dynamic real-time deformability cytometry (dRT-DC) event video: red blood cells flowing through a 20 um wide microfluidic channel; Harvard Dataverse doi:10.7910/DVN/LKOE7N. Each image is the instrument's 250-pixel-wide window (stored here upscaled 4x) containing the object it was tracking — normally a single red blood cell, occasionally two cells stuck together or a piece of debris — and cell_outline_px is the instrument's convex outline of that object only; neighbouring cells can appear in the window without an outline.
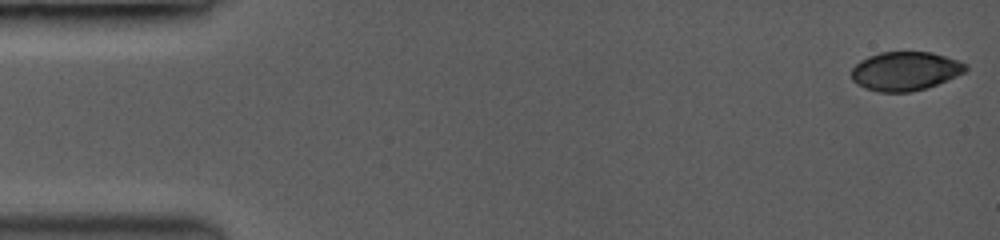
{"species": "common noctule bat (a hibernating species)", "species_latin": "Nyctalus noctula", "temperature_condition": "room temperature", "stored_images_in_passage": 56, "camera_frame_rate_fps": 3500, "um_per_image_px": 0.085, "animal": {"sex": "female", "body_mass_g": 19.0, "forearm_length_mm": 53.3}, "frame": {"image": 1, "passage_image": 1, "time_ms": 0.0, "image_size_px": [1000, 240], "cell_outline_px": [[968, 68], [964, 72], [956, 76], [928, 88], [912, 92], [876, 92], [864, 88], [856, 84], [852, 80], [852, 68], [856, 64], [872, 56], [884, 52], [928, 52], [960, 60], [968, 64]], "centroid_in_image_um": [76.97, 6.07], "position_along_channel_um": 8.0, "area_um2": 25.78}}
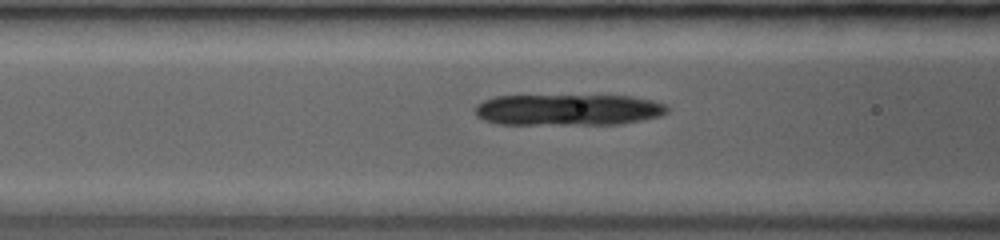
{"frame": {"image": 2, "passage_image": 23, "time_ms": 6.286, "image_size_px": [1000, 240], "cell_outline_px": [[668, 112], [660, 116], [640, 120], [616, 124], [500, 124], [484, 120], [476, 116], [476, 108], [484, 100], [496, 96], [628, 96], [648, 100], [664, 104], [668, 108]], "centroid_in_image_um": [48.28, 9.34], "position_along_channel_um": 118.3, "area_um2": 34.56}}
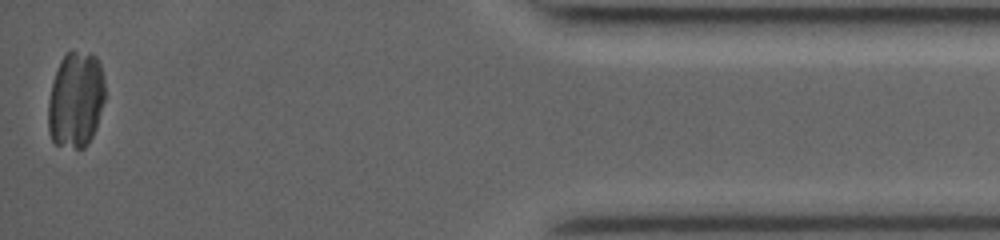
{"frame": {"image": 3, "passage_image": 55, "time_ms": 15.429, "image_size_px": [1000, 240], "cell_outline_px": [[104, 100], [96, 128], [88, 144], [84, 148], [76, 148], [56, 144], [52, 140], [48, 132], [48, 100], [52, 80], [60, 60], [72, 48], [92, 52], [96, 56], [100, 64], [104, 76]], "centroid_in_image_um": [6.43, 8.42], "position_along_channel_um": 428.8, "area_um2": 32.48}}